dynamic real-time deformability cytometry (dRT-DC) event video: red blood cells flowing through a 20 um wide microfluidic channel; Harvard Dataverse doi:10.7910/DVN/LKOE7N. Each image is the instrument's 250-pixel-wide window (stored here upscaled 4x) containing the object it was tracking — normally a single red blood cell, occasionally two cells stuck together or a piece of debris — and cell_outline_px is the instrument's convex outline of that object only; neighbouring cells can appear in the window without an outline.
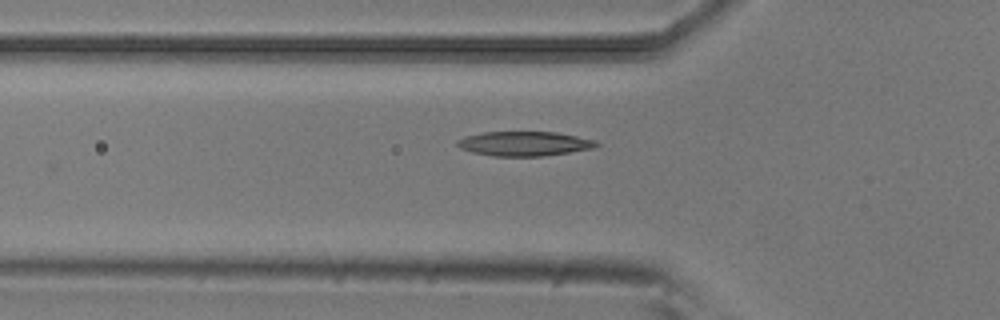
{"species": "common noctule bat (a hibernating species)", "species_latin": "Nyctalus noctula", "temperature_condition": "room temperature", "stored_images_in_passage": 37, "camera_frame_rate_fps": 3000, "um_per_image_px": 0.085, "animal": {"sex": "male", "body_mass_g": 20.5, "forearm_length_mm": 52.5}, "frame": {"image": 1, "passage_image": 5, "time_ms": 1.333, "image_size_px": [1000, 320], "cell_outline_px": [[600, 144], [596, 148], [544, 156], [492, 156], [472, 152], [460, 148], [456, 144], [456, 140], [464, 136], [484, 132], [556, 132], [596, 140]], "centroid_in_image_um": [44.57, 12.21], "position_along_channel_um": 81.2, "area_um2": 20.0}}
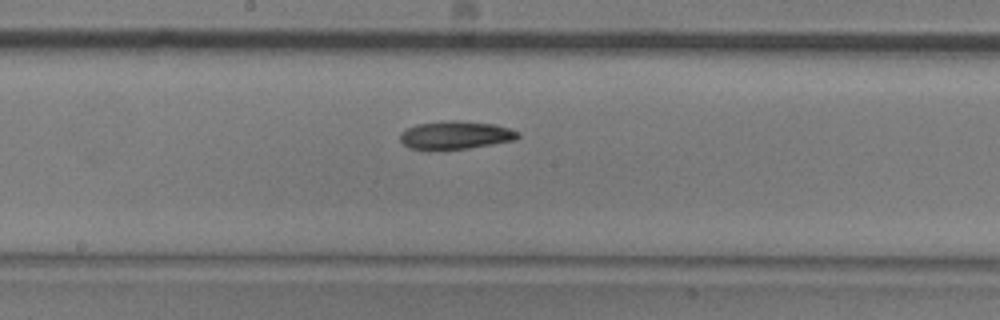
{"frame": {"image": 2, "passage_image": 15, "time_ms": 4.667, "image_size_px": [1000, 320], "cell_outline_px": [[520, 136], [516, 140], [468, 148], [428, 152], [408, 148], [400, 140], [400, 132], [416, 124], [444, 120], [456, 120], [492, 124], [508, 128], [520, 132]], "centroid_in_image_um": [38.66, 11.51], "position_along_channel_um": 209.5, "area_um2": 19.83}}
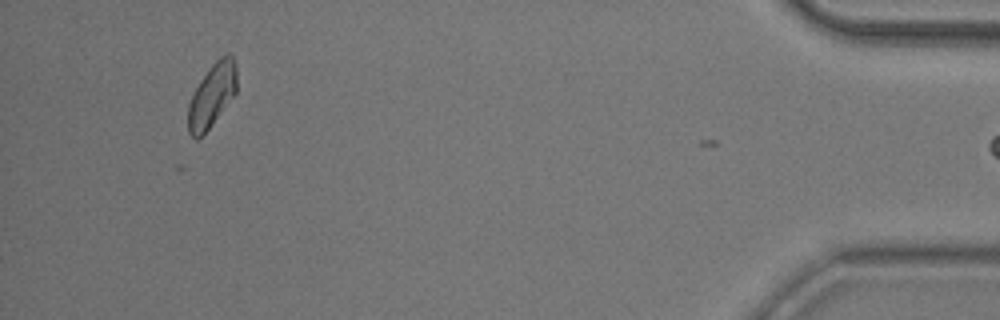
{"frame": {"image": 3, "passage_image": 37, "time_ms": 12.0, "image_size_px": [1000, 320], "cell_outline_px": [[236, 92], [208, 128], [196, 140], [188, 132], [188, 104], [200, 80], [208, 68], [224, 52], [228, 52], [232, 56], [236, 64]], "centroid_in_image_um": [18.02, 8.04], "position_along_channel_um": 417.2, "area_um2": 17.74}, "authors_computed_cell_mechanics": {"area_um2": 18.6694, "velocity_mm_per_s": 3.8036, "shape_relaxation_time_tau1_ms": 6.1846, "shape_relaxation_time_tau2_ms": 2.5364, "deformation_change_tau1": 0.1551, "deformation_change_tau2": 0.0828}}